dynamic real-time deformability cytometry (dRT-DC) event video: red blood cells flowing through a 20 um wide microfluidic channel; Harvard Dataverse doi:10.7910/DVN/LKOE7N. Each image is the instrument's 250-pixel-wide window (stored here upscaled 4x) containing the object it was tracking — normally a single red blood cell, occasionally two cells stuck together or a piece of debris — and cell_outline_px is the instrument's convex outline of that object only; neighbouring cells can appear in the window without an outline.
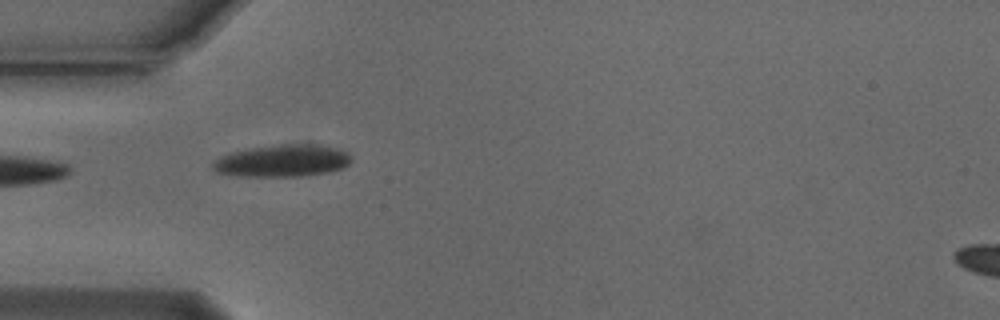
{"species": "Egyptian fruit bat (a non-hibernating species)", "species_latin": "Rousettus aegyptiacus", "temperature_condition": "cold", "stored_images_in_passage": 3, "camera_frame_rate_fps": 3000, "um_per_image_px": 0.085, "animal": {"sex": "male"}, "frame": {"image": 1, "passage_image": 1, "time_ms": 0.0, "image_size_px": [1000, 320], "cell_outline_px": [[352, 160], [348, 164], [340, 168], [328, 172], [300, 176], [236, 176], [216, 172], [212, 168], [212, 164], [220, 156], [228, 152], [252, 148], [280, 144], [312, 144], [336, 148], [348, 152]], "centroid_in_image_um": [23.97, 13.66], "position_along_channel_um": 61.0, "area_um2": 25.84}}